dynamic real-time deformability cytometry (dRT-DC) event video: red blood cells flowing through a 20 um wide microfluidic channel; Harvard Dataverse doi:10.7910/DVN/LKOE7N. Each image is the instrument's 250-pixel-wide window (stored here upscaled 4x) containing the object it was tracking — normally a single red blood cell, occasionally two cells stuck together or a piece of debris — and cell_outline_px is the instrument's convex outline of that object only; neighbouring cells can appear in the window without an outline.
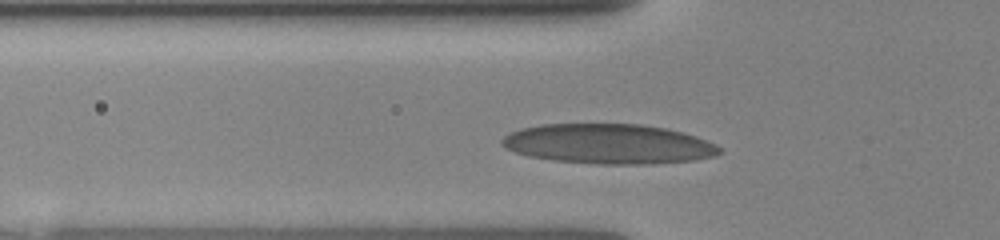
{"species": "human", "species_latin": "Homo sapiens", "temperature_condition": "room temperature", "stored_images_in_passage": 45, "camera_frame_rate_fps": 3000, "um_per_image_px": 0.085, "donor": {"sex": "female"}, "frame": {"image": 1, "passage_image": 4, "time_ms": 0.667, "image_size_px": [1000, 240], "cell_outline_px": [[724, 152], [712, 156], [692, 160], [652, 164], [600, 164], [552, 160], [528, 156], [504, 148], [500, 144], [500, 140], [504, 136], [512, 132], [524, 128], [544, 124], [640, 124], [664, 128], [680, 132], [716, 144]], "centroid_in_image_um": [51.69, 12.24], "position_along_channel_um": 74.1, "area_um2": 50.23}}
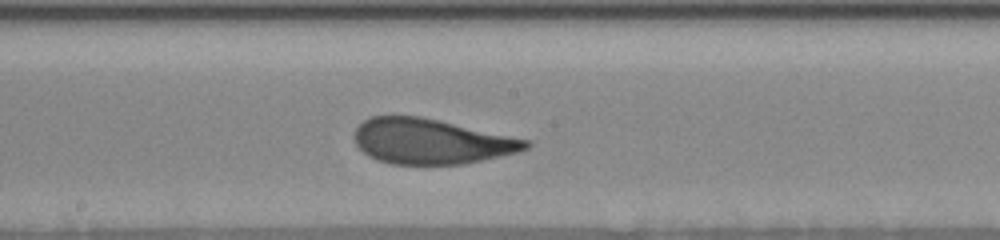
{"frame": {"image": 2, "passage_image": 21, "time_ms": 4.0, "image_size_px": [1000, 240], "cell_outline_px": [[532, 144], [528, 148], [520, 152], [464, 164], [388, 164], [376, 160], [368, 156], [356, 144], [356, 128], [364, 120], [372, 116], [420, 116], [532, 140]], "centroid_in_image_um": [36.7, 12.02], "position_along_channel_um": 211.5, "area_um2": 45.26}}
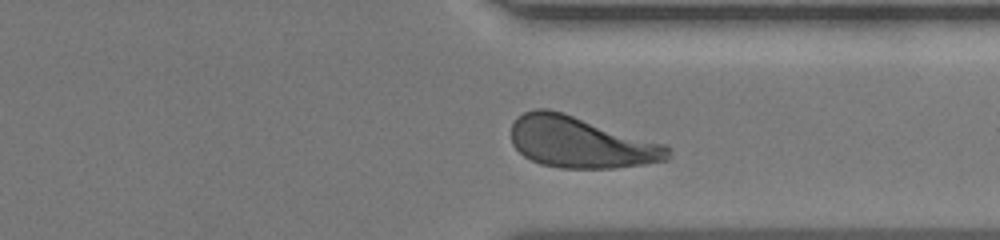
{"frame": {"image": 3, "passage_image": 39, "time_ms": 7.667, "image_size_px": [1000, 240], "cell_outline_px": [[672, 152], [668, 160], [644, 164], [616, 168], [560, 168], [540, 164], [524, 156], [512, 144], [512, 124], [524, 112], [536, 108], [548, 108], [564, 112], [664, 144], [672, 148]], "centroid_in_image_um": [49.38, 12.1], "position_along_channel_um": 362.0, "area_um2": 46.88}}